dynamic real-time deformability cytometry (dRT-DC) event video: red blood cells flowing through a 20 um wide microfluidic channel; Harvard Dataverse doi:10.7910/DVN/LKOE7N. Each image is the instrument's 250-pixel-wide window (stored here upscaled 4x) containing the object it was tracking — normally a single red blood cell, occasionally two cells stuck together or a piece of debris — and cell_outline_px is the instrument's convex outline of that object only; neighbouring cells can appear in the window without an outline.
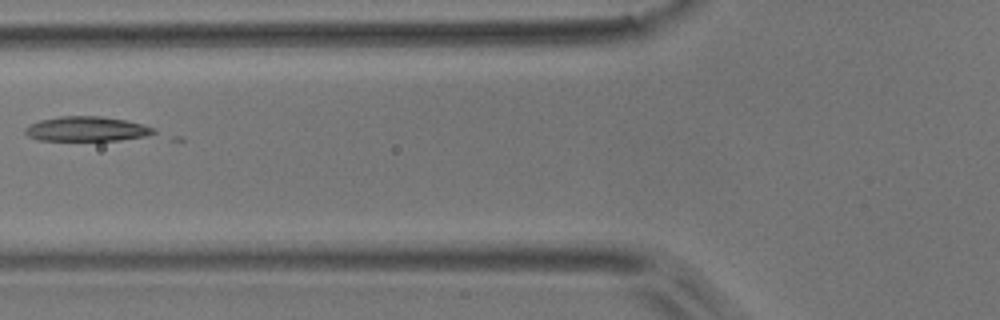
{"species": "common noctule bat (a hibernating species)", "species_latin": "Nyctalus noctula", "temperature_condition": "room temperature", "stored_images_in_passage": 6, "camera_frame_rate_fps": 3000, "um_per_image_px": 0.085, "animal": {"sex": "male", "body_mass_g": 17.9}, "frame": {"image": 1, "passage_image": 6, "time_ms": 1.667, "image_size_px": [1000, 320], "cell_outline_px": [[156, 132], [144, 136], [120, 140], [36, 140], [28, 136], [24, 132], [24, 128], [40, 120], [60, 116], [100, 116], [124, 120], [144, 124], [152, 128]], "centroid_in_image_um": [7.33, 10.96], "position_along_channel_um": 118.5, "area_um2": 18.32}}